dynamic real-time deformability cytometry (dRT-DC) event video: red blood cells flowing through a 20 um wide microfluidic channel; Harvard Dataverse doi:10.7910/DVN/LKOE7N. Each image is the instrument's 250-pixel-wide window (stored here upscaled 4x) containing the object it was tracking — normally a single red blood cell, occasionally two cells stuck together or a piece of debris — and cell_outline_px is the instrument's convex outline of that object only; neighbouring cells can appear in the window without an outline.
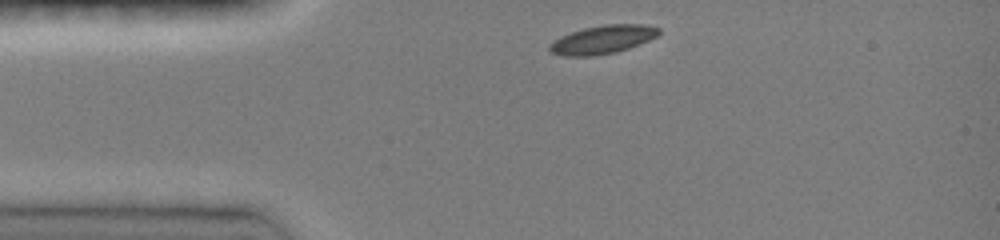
{"species": "common noctule bat (a hibernating species)", "species_latin": "Nyctalus noctula", "temperature_condition": "room temperature", "stored_images_in_passage": 9, "camera_frame_rate_fps": 3000, "um_per_image_px": 0.085, "animal": {"sex": "female", "body_mass_g": 19.0, "forearm_length_mm": 51.5}, "frame": {"image": 1, "passage_image": 1, "time_ms": 0.0, "image_size_px": [1000, 240], "cell_outline_px": [[660, 32], [656, 36], [648, 40], [628, 48], [616, 52], [596, 56], [564, 56], [552, 52], [548, 48], [548, 44], [552, 40], [560, 36], [584, 28], [604, 24], [640, 24], [660, 28]], "centroid_in_image_um": [51.18, 3.36], "position_along_channel_um": 33.8, "area_um2": 18.03}}